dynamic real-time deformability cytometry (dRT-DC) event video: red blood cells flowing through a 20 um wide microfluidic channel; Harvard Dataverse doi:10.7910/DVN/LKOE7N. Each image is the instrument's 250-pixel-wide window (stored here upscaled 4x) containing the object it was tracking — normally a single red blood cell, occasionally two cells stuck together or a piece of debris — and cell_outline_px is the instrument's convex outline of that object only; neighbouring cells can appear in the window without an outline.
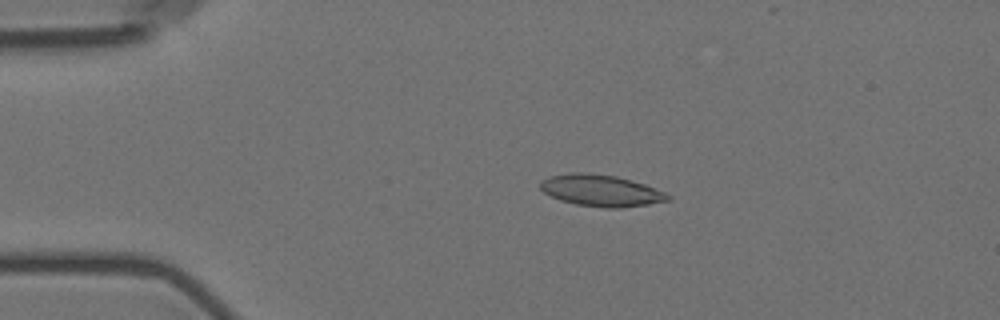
{"species": "Egyptian fruit bat (a non-hibernating species)", "species_latin": "Rousettus aegyptiacus", "temperature_condition": "room temperature", "stored_images_in_passage": 6, "camera_frame_rate_fps": 3000, "um_per_image_px": 0.085, "animal": {"sex": "female"}, "frame": {"image": 1, "passage_image": 4, "time_ms": 1.0, "image_size_px": [1000, 320], "cell_outline_px": [[672, 196], [668, 200], [648, 204], [620, 208], [604, 208], [576, 204], [560, 200], [544, 192], [540, 188], [540, 180], [552, 176], [572, 172], [584, 172], [616, 176], [644, 184], [664, 192]], "centroid_in_image_um": [51.06, 16.2], "position_along_channel_um": 33.9, "area_um2": 23.29}}
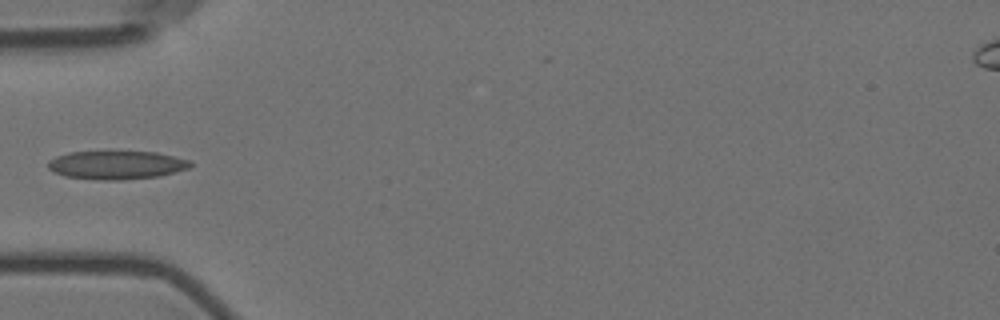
{"frame": {"image": 2, "passage_image": 6, "time_ms": 1.667, "image_size_px": [1000, 320], "cell_outline_px": [[192, 168], [160, 176], [120, 180], [100, 180], [64, 176], [48, 168], [48, 160], [56, 156], [68, 152], [156, 152], [192, 160]], "centroid_in_image_um": [9.95, 14.03], "position_along_channel_um": 75.0, "area_um2": 23.7}}